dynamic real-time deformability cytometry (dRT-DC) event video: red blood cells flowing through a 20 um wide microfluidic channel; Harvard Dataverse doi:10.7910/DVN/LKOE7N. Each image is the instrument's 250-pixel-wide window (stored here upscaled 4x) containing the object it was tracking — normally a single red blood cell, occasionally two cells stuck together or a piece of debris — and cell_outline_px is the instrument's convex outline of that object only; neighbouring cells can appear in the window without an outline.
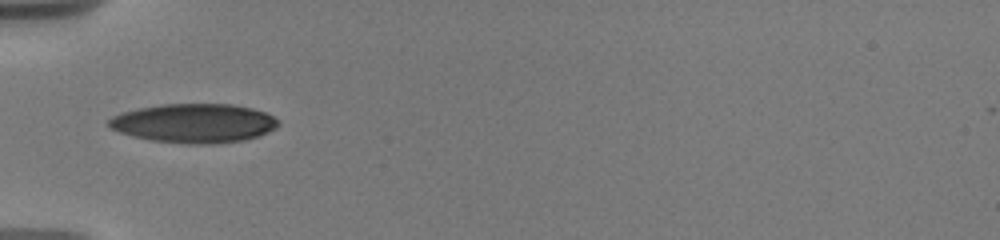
{"species": "human", "species_latin": "Homo sapiens", "temperature_condition": "warm", "stored_images_in_passage": 37, "camera_frame_rate_fps": 3000, "um_per_image_px": 0.085, "donor": {"sex": "male"}, "frame": {"image": 1, "passage_image": 1, "time_ms": 0.0, "image_size_px": [1000, 240], "cell_outline_px": [[280, 124], [276, 128], [260, 136], [244, 140], [212, 144], [188, 144], [152, 140], [132, 136], [108, 128], [108, 120], [112, 116], [120, 112], [160, 104], [232, 104], [252, 108], [264, 112], [280, 120]], "centroid_in_image_um": [16.5, 10.47], "position_along_channel_um": 68.5, "area_um2": 38.84}}
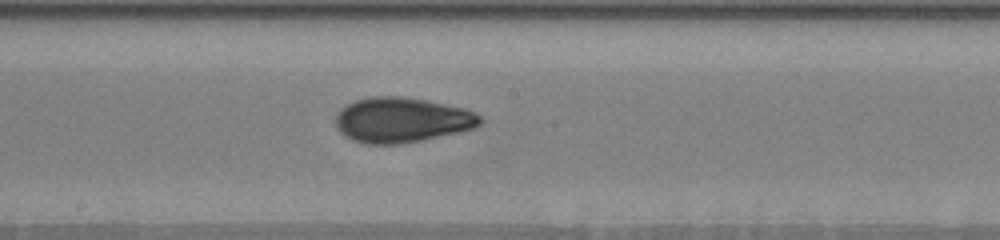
{"frame": {"image": 2, "passage_image": 14, "time_ms": 4.0, "image_size_px": [1000, 240], "cell_outline_px": [[484, 120], [480, 124], [472, 128], [460, 132], [400, 144], [364, 144], [352, 140], [344, 136], [336, 128], [336, 116], [340, 108], [356, 100], [372, 96], [404, 96], [464, 108], [476, 112]], "centroid_in_image_um": [34.13, 10.2], "position_along_channel_um": 214.1, "area_um2": 38.03}}
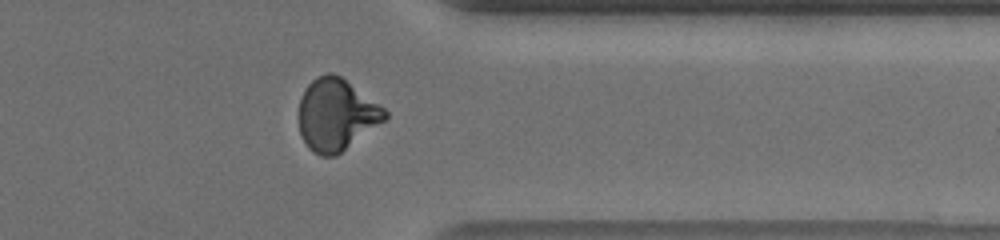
{"frame": {"image": 3, "passage_image": 28, "time_ms": 8.667, "image_size_px": [1000, 240], "cell_outline_px": [[388, 120], [336, 156], [320, 156], [312, 152], [308, 148], [300, 132], [300, 96], [304, 88], [316, 76], [328, 72], [332, 72], [340, 76], [384, 108], [388, 112]], "centroid_in_image_um": [28.6, 9.76], "position_along_channel_um": 382.8, "area_um2": 36.24}, "authors_computed_cell_mechanics": {"area_um2": 36.2406, "velocity_mm_per_s": 3.6801, "shape_relaxation_time_tau1_ms": 6.9483, "shape_relaxation_time_tau2_ms": 1.4357, "deformation_change_tau1": 0.2179, "deformation_change_tau2": 0.0676}}